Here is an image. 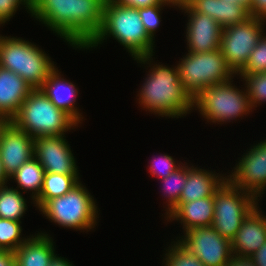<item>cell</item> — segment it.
Segmentation results:
<instances>
[{
    "label": "cell",
    "mask_w": 266,
    "mask_h": 266,
    "mask_svg": "<svg viewBox=\"0 0 266 266\" xmlns=\"http://www.w3.org/2000/svg\"><path fill=\"white\" fill-rule=\"evenodd\" d=\"M152 161V164L148 166L150 169V174L152 173V176L154 175V177L156 176L160 180L166 178L181 165L180 163L179 165L178 163L176 164V161H174L173 157L167 154L160 155L158 158L155 157Z\"/></svg>",
    "instance_id": "obj_32"
},
{
    "label": "cell",
    "mask_w": 266,
    "mask_h": 266,
    "mask_svg": "<svg viewBox=\"0 0 266 266\" xmlns=\"http://www.w3.org/2000/svg\"><path fill=\"white\" fill-rule=\"evenodd\" d=\"M249 96L251 109L257 107V104L266 101V72L258 74H240Z\"/></svg>",
    "instance_id": "obj_28"
},
{
    "label": "cell",
    "mask_w": 266,
    "mask_h": 266,
    "mask_svg": "<svg viewBox=\"0 0 266 266\" xmlns=\"http://www.w3.org/2000/svg\"><path fill=\"white\" fill-rule=\"evenodd\" d=\"M233 81L208 86L194 99L193 107L213 123L236 120L252 111L247 90L233 86ZM246 91V92H245Z\"/></svg>",
    "instance_id": "obj_8"
},
{
    "label": "cell",
    "mask_w": 266,
    "mask_h": 266,
    "mask_svg": "<svg viewBox=\"0 0 266 266\" xmlns=\"http://www.w3.org/2000/svg\"><path fill=\"white\" fill-rule=\"evenodd\" d=\"M263 35L257 42V45L253 48L247 63L237 75H253L266 72V36L265 33Z\"/></svg>",
    "instance_id": "obj_29"
},
{
    "label": "cell",
    "mask_w": 266,
    "mask_h": 266,
    "mask_svg": "<svg viewBox=\"0 0 266 266\" xmlns=\"http://www.w3.org/2000/svg\"><path fill=\"white\" fill-rule=\"evenodd\" d=\"M141 86L139 104L161 117L179 118L193 110V98L183 88L178 67L154 64Z\"/></svg>",
    "instance_id": "obj_3"
},
{
    "label": "cell",
    "mask_w": 266,
    "mask_h": 266,
    "mask_svg": "<svg viewBox=\"0 0 266 266\" xmlns=\"http://www.w3.org/2000/svg\"><path fill=\"white\" fill-rule=\"evenodd\" d=\"M255 207L243 220L231 241L232 254L251 256L266 241V216ZM259 210V211H258Z\"/></svg>",
    "instance_id": "obj_16"
},
{
    "label": "cell",
    "mask_w": 266,
    "mask_h": 266,
    "mask_svg": "<svg viewBox=\"0 0 266 266\" xmlns=\"http://www.w3.org/2000/svg\"><path fill=\"white\" fill-rule=\"evenodd\" d=\"M165 266H205L195 255L185 249L178 241L168 247Z\"/></svg>",
    "instance_id": "obj_30"
},
{
    "label": "cell",
    "mask_w": 266,
    "mask_h": 266,
    "mask_svg": "<svg viewBox=\"0 0 266 266\" xmlns=\"http://www.w3.org/2000/svg\"><path fill=\"white\" fill-rule=\"evenodd\" d=\"M114 3L123 5V6H129L134 8H143L147 6L152 5H159L164 0H111Z\"/></svg>",
    "instance_id": "obj_34"
},
{
    "label": "cell",
    "mask_w": 266,
    "mask_h": 266,
    "mask_svg": "<svg viewBox=\"0 0 266 266\" xmlns=\"http://www.w3.org/2000/svg\"><path fill=\"white\" fill-rule=\"evenodd\" d=\"M58 72L55 67L39 89L57 108L65 111L78 124L82 123L80 121H83V117L75 106L78 89L72 82L61 77V72Z\"/></svg>",
    "instance_id": "obj_17"
},
{
    "label": "cell",
    "mask_w": 266,
    "mask_h": 266,
    "mask_svg": "<svg viewBox=\"0 0 266 266\" xmlns=\"http://www.w3.org/2000/svg\"><path fill=\"white\" fill-rule=\"evenodd\" d=\"M45 170L35 157H32L29 161L25 162L14 174L9 177L16 180L18 188L32 191V199L35 200L43 186ZM34 191V192H33Z\"/></svg>",
    "instance_id": "obj_24"
},
{
    "label": "cell",
    "mask_w": 266,
    "mask_h": 266,
    "mask_svg": "<svg viewBox=\"0 0 266 266\" xmlns=\"http://www.w3.org/2000/svg\"><path fill=\"white\" fill-rule=\"evenodd\" d=\"M79 182L78 175L45 172L42 190L33 201L34 206L40 209L48 200L65 195Z\"/></svg>",
    "instance_id": "obj_23"
},
{
    "label": "cell",
    "mask_w": 266,
    "mask_h": 266,
    "mask_svg": "<svg viewBox=\"0 0 266 266\" xmlns=\"http://www.w3.org/2000/svg\"><path fill=\"white\" fill-rule=\"evenodd\" d=\"M249 15L266 20V0H251Z\"/></svg>",
    "instance_id": "obj_35"
},
{
    "label": "cell",
    "mask_w": 266,
    "mask_h": 266,
    "mask_svg": "<svg viewBox=\"0 0 266 266\" xmlns=\"http://www.w3.org/2000/svg\"><path fill=\"white\" fill-rule=\"evenodd\" d=\"M264 22L263 19L250 16L244 22L223 28L220 49L236 74L245 66L262 37Z\"/></svg>",
    "instance_id": "obj_10"
},
{
    "label": "cell",
    "mask_w": 266,
    "mask_h": 266,
    "mask_svg": "<svg viewBox=\"0 0 266 266\" xmlns=\"http://www.w3.org/2000/svg\"><path fill=\"white\" fill-rule=\"evenodd\" d=\"M8 180H9V178L4 173L2 163L0 160V186L7 184Z\"/></svg>",
    "instance_id": "obj_42"
},
{
    "label": "cell",
    "mask_w": 266,
    "mask_h": 266,
    "mask_svg": "<svg viewBox=\"0 0 266 266\" xmlns=\"http://www.w3.org/2000/svg\"><path fill=\"white\" fill-rule=\"evenodd\" d=\"M15 127L34 138L64 135L78 123L57 108L40 89H34L10 121Z\"/></svg>",
    "instance_id": "obj_4"
},
{
    "label": "cell",
    "mask_w": 266,
    "mask_h": 266,
    "mask_svg": "<svg viewBox=\"0 0 266 266\" xmlns=\"http://www.w3.org/2000/svg\"><path fill=\"white\" fill-rule=\"evenodd\" d=\"M51 237L45 233L29 236L27 240L14 251L17 266H49L57 255Z\"/></svg>",
    "instance_id": "obj_21"
},
{
    "label": "cell",
    "mask_w": 266,
    "mask_h": 266,
    "mask_svg": "<svg viewBox=\"0 0 266 266\" xmlns=\"http://www.w3.org/2000/svg\"><path fill=\"white\" fill-rule=\"evenodd\" d=\"M190 18L186 39L188 52L205 53L220 49L223 27L206 14L195 12L189 5L180 8Z\"/></svg>",
    "instance_id": "obj_15"
},
{
    "label": "cell",
    "mask_w": 266,
    "mask_h": 266,
    "mask_svg": "<svg viewBox=\"0 0 266 266\" xmlns=\"http://www.w3.org/2000/svg\"><path fill=\"white\" fill-rule=\"evenodd\" d=\"M170 4L164 0L159 5H152L143 8H138L140 19L147 31L148 35L154 40V33L159 28L161 22L160 11L163 9V6ZM162 8V9H161Z\"/></svg>",
    "instance_id": "obj_31"
},
{
    "label": "cell",
    "mask_w": 266,
    "mask_h": 266,
    "mask_svg": "<svg viewBox=\"0 0 266 266\" xmlns=\"http://www.w3.org/2000/svg\"><path fill=\"white\" fill-rule=\"evenodd\" d=\"M68 261L69 260L56 255L50 262L49 266H73L72 263Z\"/></svg>",
    "instance_id": "obj_39"
},
{
    "label": "cell",
    "mask_w": 266,
    "mask_h": 266,
    "mask_svg": "<svg viewBox=\"0 0 266 266\" xmlns=\"http://www.w3.org/2000/svg\"><path fill=\"white\" fill-rule=\"evenodd\" d=\"M177 240L205 266H225L232 256L231 241L212 226L193 228Z\"/></svg>",
    "instance_id": "obj_11"
},
{
    "label": "cell",
    "mask_w": 266,
    "mask_h": 266,
    "mask_svg": "<svg viewBox=\"0 0 266 266\" xmlns=\"http://www.w3.org/2000/svg\"><path fill=\"white\" fill-rule=\"evenodd\" d=\"M34 137L9 122L0 135V160L9 178L25 162L34 157Z\"/></svg>",
    "instance_id": "obj_14"
},
{
    "label": "cell",
    "mask_w": 266,
    "mask_h": 266,
    "mask_svg": "<svg viewBox=\"0 0 266 266\" xmlns=\"http://www.w3.org/2000/svg\"><path fill=\"white\" fill-rule=\"evenodd\" d=\"M65 135L41 136L34 139V157L45 172L79 175L76 161Z\"/></svg>",
    "instance_id": "obj_13"
},
{
    "label": "cell",
    "mask_w": 266,
    "mask_h": 266,
    "mask_svg": "<svg viewBox=\"0 0 266 266\" xmlns=\"http://www.w3.org/2000/svg\"><path fill=\"white\" fill-rule=\"evenodd\" d=\"M166 216L170 220H178L184 232L198 227L212 226L214 217L213 197L177 204Z\"/></svg>",
    "instance_id": "obj_19"
},
{
    "label": "cell",
    "mask_w": 266,
    "mask_h": 266,
    "mask_svg": "<svg viewBox=\"0 0 266 266\" xmlns=\"http://www.w3.org/2000/svg\"><path fill=\"white\" fill-rule=\"evenodd\" d=\"M163 182L164 196L168 201L167 203V213L168 214L178 203L181 196L183 187L187 181V166L180 165L178 169L173 171L166 178L161 179Z\"/></svg>",
    "instance_id": "obj_26"
},
{
    "label": "cell",
    "mask_w": 266,
    "mask_h": 266,
    "mask_svg": "<svg viewBox=\"0 0 266 266\" xmlns=\"http://www.w3.org/2000/svg\"><path fill=\"white\" fill-rule=\"evenodd\" d=\"M0 67L16 73L34 89H39L55 68L51 58L34 43L2 35Z\"/></svg>",
    "instance_id": "obj_5"
},
{
    "label": "cell",
    "mask_w": 266,
    "mask_h": 266,
    "mask_svg": "<svg viewBox=\"0 0 266 266\" xmlns=\"http://www.w3.org/2000/svg\"><path fill=\"white\" fill-rule=\"evenodd\" d=\"M216 175L215 172L199 169L193 165L191 167L187 166V181L181 192L178 204L213 197L215 191L227 179V177L222 175Z\"/></svg>",
    "instance_id": "obj_20"
},
{
    "label": "cell",
    "mask_w": 266,
    "mask_h": 266,
    "mask_svg": "<svg viewBox=\"0 0 266 266\" xmlns=\"http://www.w3.org/2000/svg\"><path fill=\"white\" fill-rule=\"evenodd\" d=\"M14 263V251L0 249V266H12Z\"/></svg>",
    "instance_id": "obj_38"
},
{
    "label": "cell",
    "mask_w": 266,
    "mask_h": 266,
    "mask_svg": "<svg viewBox=\"0 0 266 266\" xmlns=\"http://www.w3.org/2000/svg\"><path fill=\"white\" fill-rule=\"evenodd\" d=\"M252 147L238 161L234 172L226 177L233 185L258 199L266 189V140Z\"/></svg>",
    "instance_id": "obj_12"
},
{
    "label": "cell",
    "mask_w": 266,
    "mask_h": 266,
    "mask_svg": "<svg viewBox=\"0 0 266 266\" xmlns=\"http://www.w3.org/2000/svg\"><path fill=\"white\" fill-rule=\"evenodd\" d=\"M107 36H113L137 62L149 64L153 60L154 40L145 30L138 8L106 0L101 29L85 48H95Z\"/></svg>",
    "instance_id": "obj_2"
},
{
    "label": "cell",
    "mask_w": 266,
    "mask_h": 266,
    "mask_svg": "<svg viewBox=\"0 0 266 266\" xmlns=\"http://www.w3.org/2000/svg\"><path fill=\"white\" fill-rule=\"evenodd\" d=\"M26 209V200L20 189L8 188L7 184L0 186V218L21 222Z\"/></svg>",
    "instance_id": "obj_25"
},
{
    "label": "cell",
    "mask_w": 266,
    "mask_h": 266,
    "mask_svg": "<svg viewBox=\"0 0 266 266\" xmlns=\"http://www.w3.org/2000/svg\"><path fill=\"white\" fill-rule=\"evenodd\" d=\"M106 0H32L31 14L72 47L84 49L100 31Z\"/></svg>",
    "instance_id": "obj_1"
},
{
    "label": "cell",
    "mask_w": 266,
    "mask_h": 266,
    "mask_svg": "<svg viewBox=\"0 0 266 266\" xmlns=\"http://www.w3.org/2000/svg\"><path fill=\"white\" fill-rule=\"evenodd\" d=\"M25 5L29 13L32 9V0H0V25L10 21L9 19L15 15L18 6Z\"/></svg>",
    "instance_id": "obj_33"
},
{
    "label": "cell",
    "mask_w": 266,
    "mask_h": 266,
    "mask_svg": "<svg viewBox=\"0 0 266 266\" xmlns=\"http://www.w3.org/2000/svg\"><path fill=\"white\" fill-rule=\"evenodd\" d=\"M39 211L51 222L70 229L88 232L97 225L96 203L81 182L65 195L48 200Z\"/></svg>",
    "instance_id": "obj_7"
},
{
    "label": "cell",
    "mask_w": 266,
    "mask_h": 266,
    "mask_svg": "<svg viewBox=\"0 0 266 266\" xmlns=\"http://www.w3.org/2000/svg\"><path fill=\"white\" fill-rule=\"evenodd\" d=\"M224 1L241 5L244 8H246L248 12H250L251 0H224Z\"/></svg>",
    "instance_id": "obj_41"
},
{
    "label": "cell",
    "mask_w": 266,
    "mask_h": 266,
    "mask_svg": "<svg viewBox=\"0 0 266 266\" xmlns=\"http://www.w3.org/2000/svg\"><path fill=\"white\" fill-rule=\"evenodd\" d=\"M250 257L253 259L255 266H266V241Z\"/></svg>",
    "instance_id": "obj_37"
},
{
    "label": "cell",
    "mask_w": 266,
    "mask_h": 266,
    "mask_svg": "<svg viewBox=\"0 0 266 266\" xmlns=\"http://www.w3.org/2000/svg\"><path fill=\"white\" fill-rule=\"evenodd\" d=\"M21 222L0 218V249L15 251L27 239L20 236L22 232Z\"/></svg>",
    "instance_id": "obj_27"
},
{
    "label": "cell",
    "mask_w": 266,
    "mask_h": 266,
    "mask_svg": "<svg viewBox=\"0 0 266 266\" xmlns=\"http://www.w3.org/2000/svg\"><path fill=\"white\" fill-rule=\"evenodd\" d=\"M10 121L3 117V116H0V135H1V132L2 130L6 127V125L9 123Z\"/></svg>",
    "instance_id": "obj_43"
},
{
    "label": "cell",
    "mask_w": 266,
    "mask_h": 266,
    "mask_svg": "<svg viewBox=\"0 0 266 266\" xmlns=\"http://www.w3.org/2000/svg\"><path fill=\"white\" fill-rule=\"evenodd\" d=\"M171 6L182 8L188 6L193 0H166Z\"/></svg>",
    "instance_id": "obj_40"
},
{
    "label": "cell",
    "mask_w": 266,
    "mask_h": 266,
    "mask_svg": "<svg viewBox=\"0 0 266 266\" xmlns=\"http://www.w3.org/2000/svg\"><path fill=\"white\" fill-rule=\"evenodd\" d=\"M214 217L212 227L224 238L232 239L243 220L258 205L257 198L226 179L213 195Z\"/></svg>",
    "instance_id": "obj_9"
},
{
    "label": "cell",
    "mask_w": 266,
    "mask_h": 266,
    "mask_svg": "<svg viewBox=\"0 0 266 266\" xmlns=\"http://www.w3.org/2000/svg\"><path fill=\"white\" fill-rule=\"evenodd\" d=\"M225 266H255L253 259L249 256L232 254L231 259Z\"/></svg>",
    "instance_id": "obj_36"
},
{
    "label": "cell",
    "mask_w": 266,
    "mask_h": 266,
    "mask_svg": "<svg viewBox=\"0 0 266 266\" xmlns=\"http://www.w3.org/2000/svg\"><path fill=\"white\" fill-rule=\"evenodd\" d=\"M180 60L177 67L181 83L193 99L206 87L227 82L236 75L221 49L205 53L188 52Z\"/></svg>",
    "instance_id": "obj_6"
},
{
    "label": "cell",
    "mask_w": 266,
    "mask_h": 266,
    "mask_svg": "<svg viewBox=\"0 0 266 266\" xmlns=\"http://www.w3.org/2000/svg\"><path fill=\"white\" fill-rule=\"evenodd\" d=\"M33 90L22 77L0 67V116L11 121Z\"/></svg>",
    "instance_id": "obj_18"
},
{
    "label": "cell",
    "mask_w": 266,
    "mask_h": 266,
    "mask_svg": "<svg viewBox=\"0 0 266 266\" xmlns=\"http://www.w3.org/2000/svg\"><path fill=\"white\" fill-rule=\"evenodd\" d=\"M189 6L213 18L223 28L244 22L250 17L246 8L224 0H193Z\"/></svg>",
    "instance_id": "obj_22"
}]
</instances>
